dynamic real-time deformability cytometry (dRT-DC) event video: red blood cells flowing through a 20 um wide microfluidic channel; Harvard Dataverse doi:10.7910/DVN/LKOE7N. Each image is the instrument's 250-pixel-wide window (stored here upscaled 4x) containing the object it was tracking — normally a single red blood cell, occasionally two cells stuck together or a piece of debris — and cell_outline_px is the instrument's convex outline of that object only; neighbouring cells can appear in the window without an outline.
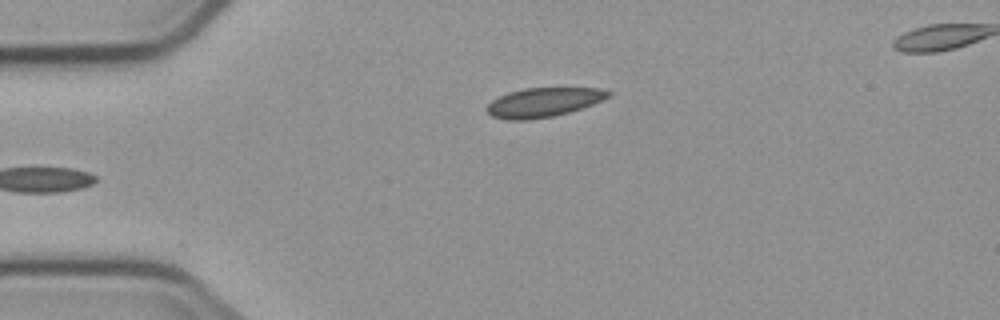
{"species": "common noctule bat (a hibernating species)", "species_latin": "Nyctalus noctula", "temperature_condition": "cold", "stored_images_in_passage": 5, "camera_frame_rate_fps": 3000, "um_per_image_px": 0.085, "animal": {"sex": "male", "body_mass_g": 23.1, "forearm_length_mm": 52.7}, "frame": {"image": 1, "passage_image": 5, "time_ms": 4.333, "image_size_px": [1000, 320], "cell_outline_px": [[612, 96], [592, 104], [568, 112], [552, 116], [528, 120], [508, 120], [492, 116], [484, 108], [492, 100], [508, 92], [524, 88], [600, 88], [612, 92]], "centroid_in_image_um": [46.18, 8.69], "position_along_channel_um": 38.8, "area_um2": 20.63}}